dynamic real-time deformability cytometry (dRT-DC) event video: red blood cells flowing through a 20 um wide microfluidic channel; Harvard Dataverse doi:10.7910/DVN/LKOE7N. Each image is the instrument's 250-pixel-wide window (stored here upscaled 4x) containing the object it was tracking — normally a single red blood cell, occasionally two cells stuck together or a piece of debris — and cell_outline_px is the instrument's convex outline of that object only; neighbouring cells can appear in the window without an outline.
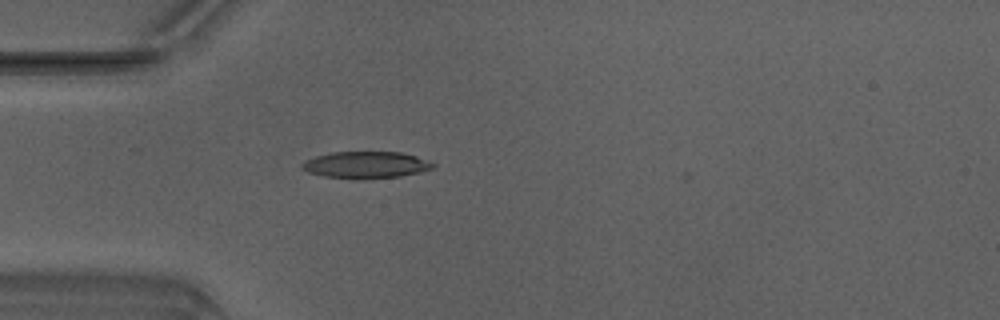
{"species": "Egyptian fruit bat (a non-hibernating species)", "species_latin": "Rousettus aegyptiacus", "temperature_condition": "warm", "stored_images_in_passage": 2, "camera_frame_rate_fps": 3000, "um_per_image_px": 0.085, "animal": {"sex": "male"}, "frame": {"image": 1, "passage_image": 1, "time_ms": 0.0, "image_size_px": [1000, 320], "cell_outline_px": [[436, 164], [432, 168], [420, 172], [400, 176], [324, 176], [308, 172], [300, 168], [300, 164], [304, 160], [316, 156], [332, 152], [400, 152], [416, 156]], "centroid_in_image_um": [31.08, 13.96], "position_along_channel_um": 53.9, "area_um2": 19.48}}